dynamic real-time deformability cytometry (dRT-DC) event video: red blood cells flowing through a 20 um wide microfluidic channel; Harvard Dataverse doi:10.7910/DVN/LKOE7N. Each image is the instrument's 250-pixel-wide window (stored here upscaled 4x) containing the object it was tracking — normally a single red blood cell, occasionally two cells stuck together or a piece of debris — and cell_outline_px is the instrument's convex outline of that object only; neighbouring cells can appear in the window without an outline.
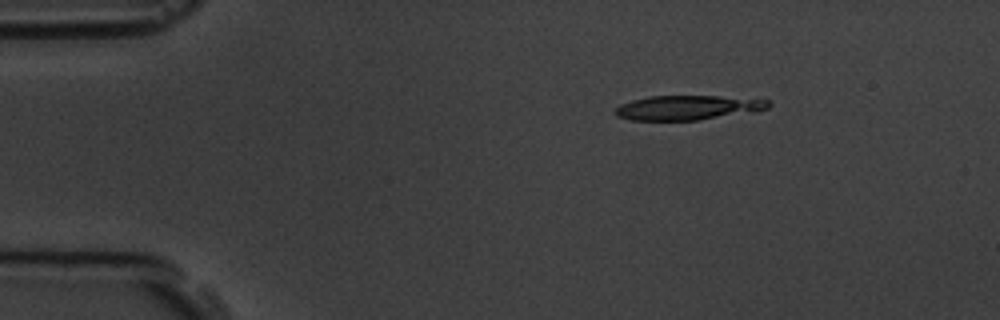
{"species": "common noctule bat (a hibernating species)", "species_latin": "Nyctalus noctula", "temperature_condition": "room temperature", "stored_images_in_passage": 2, "camera_frame_rate_fps": 3000, "um_per_image_px": 0.085, "animal": {"sex": "male", "body_mass_g": 19.5, "forearm_length_mm": 54.6}, "frame": {"image": 1, "passage_image": 1, "time_ms": 0.0, "image_size_px": [1000, 320], "cell_outline_px": [[772, 104], [768, 108], [756, 112], [696, 120], [632, 120], [616, 116], [612, 112], [620, 104], [632, 100], [648, 96], [720, 96], [768, 100]], "centroid_in_image_um": [58.46, 9.15], "position_along_channel_um": 26.5, "area_um2": 22.02}}